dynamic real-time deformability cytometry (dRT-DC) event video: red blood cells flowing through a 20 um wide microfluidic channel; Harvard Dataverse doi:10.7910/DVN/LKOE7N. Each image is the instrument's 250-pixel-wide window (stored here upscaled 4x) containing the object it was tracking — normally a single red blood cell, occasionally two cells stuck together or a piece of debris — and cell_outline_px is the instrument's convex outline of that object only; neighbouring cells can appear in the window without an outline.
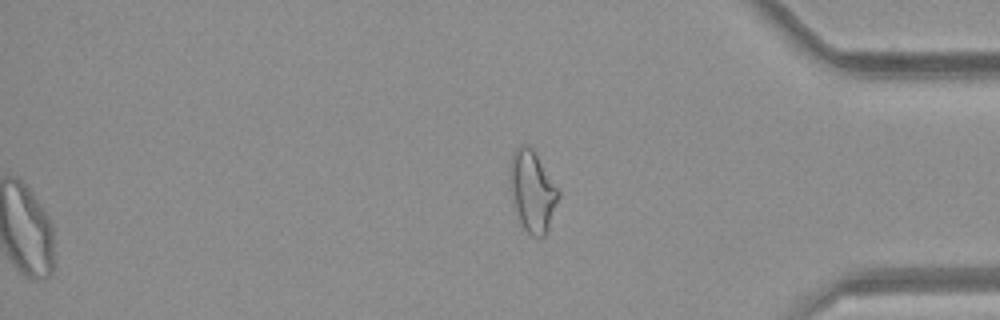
{"species": "common noctule bat (a hibernating species)", "species_latin": "Nyctalus noctula", "temperature_condition": "room temperature", "stored_images_in_passage": 49, "segment_of_instrument_passage": [2, 2], "camera_frame_rate_fps": 3000, "um_per_image_px": 0.085, "animal": {"sex": "female", "body_mass_g": 21.9}, "frame": {"image": 1, "passage_image": 49, "time_ms": 16.0, "image_size_px": [1000, 320], "cell_outline_px": [[560, 196], [548, 228], [544, 236], [540, 240], [532, 236], [520, 224], [512, 192], [508, 172], [508, 164], [512, 152], [520, 144], [528, 144], [536, 152], [560, 192]], "centroid_in_image_um": [45.25, 16.21], "position_along_channel_um": 390.0, "area_um2": 23.12}}